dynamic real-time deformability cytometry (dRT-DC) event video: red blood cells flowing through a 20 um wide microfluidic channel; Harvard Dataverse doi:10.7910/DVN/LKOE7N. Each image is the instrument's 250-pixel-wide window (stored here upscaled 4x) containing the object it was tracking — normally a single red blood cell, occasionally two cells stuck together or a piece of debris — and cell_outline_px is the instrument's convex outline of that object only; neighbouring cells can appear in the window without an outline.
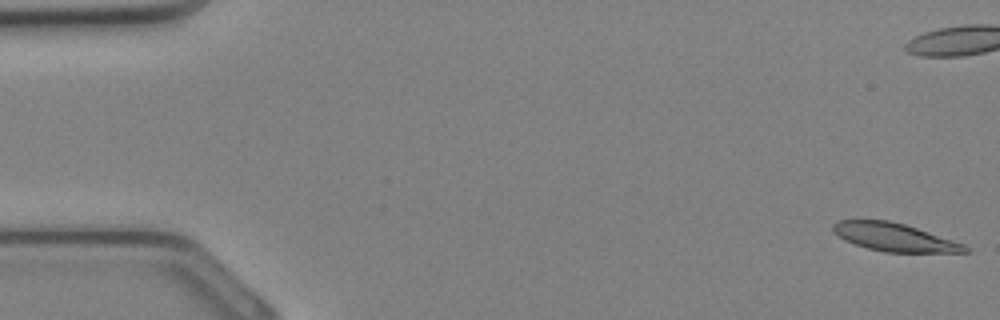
{"species": "Egyptian fruit bat (a non-hibernating species)", "species_latin": "Rousettus aegyptiacus", "temperature_condition": "cold", "stored_images_in_passage": 35, "camera_frame_rate_fps": 3000, "um_per_image_px": 0.085, "animal": {"sex": "female"}, "frame": {"image": 1, "passage_image": 1, "time_ms": 0.0, "image_size_px": [1000, 320], "cell_outline_px": [[968, 252], [884, 252], [868, 248], [844, 240], [832, 228], [832, 224], [840, 220], [888, 220], [904, 224], [964, 244], [968, 248]], "centroid_in_image_um": [76.0, 20.16], "position_along_channel_um": 9.0, "area_um2": 21.1}}